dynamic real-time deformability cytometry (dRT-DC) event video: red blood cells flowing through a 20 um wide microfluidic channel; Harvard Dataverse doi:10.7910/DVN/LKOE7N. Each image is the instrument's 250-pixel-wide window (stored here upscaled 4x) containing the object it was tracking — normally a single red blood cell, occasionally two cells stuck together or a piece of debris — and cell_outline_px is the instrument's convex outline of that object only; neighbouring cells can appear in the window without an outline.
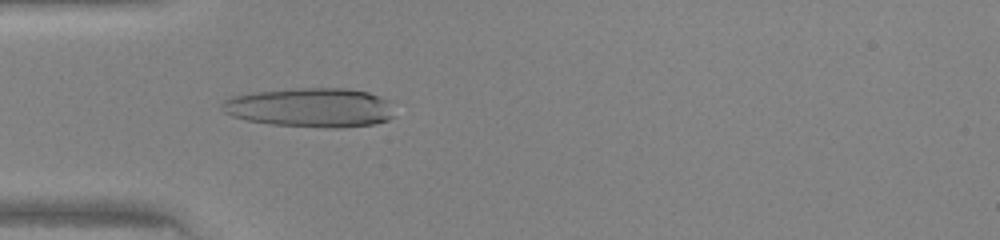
{"species": "human", "species_latin": "Homo sapiens", "temperature_condition": "warm", "stored_images_in_passage": 46, "camera_frame_rate_fps": 3000, "um_per_image_px": 0.085, "donor": {"sex": "female"}, "frame": {"image": 1, "passage_image": 14, "time_ms": 4.333, "image_size_px": [1000, 240], "cell_outline_px": [[396, 116], [388, 120], [372, 124], [340, 128], [324, 128], [272, 124], [248, 120], [232, 116], [224, 112], [220, 108], [220, 104], [228, 96], [252, 92], [296, 88], [348, 88], [368, 92], [380, 96], [388, 100]], "centroid_in_image_um": [26.38, 9.13], "position_along_channel_um": 58.6, "area_um2": 39.94}}
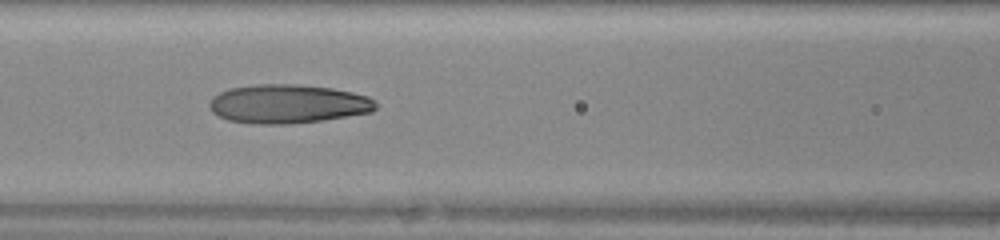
{"frame": {"image": 2, "passage_image": 20, "time_ms": 6.333, "image_size_px": [1000, 240], "cell_outline_px": [[376, 108], [372, 112], [324, 120], [288, 124], [252, 124], [228, 120], [212, 112], [208, 104], [212, 96], [228, 88], [256, 84], [296, 84], [332, 88], [352, 92], [368, 96], [376, 104]], "centroid_in_image_um": [24.44, 8.83], "position_along_channel_um": 142.2, "area_um2": 37.86}}
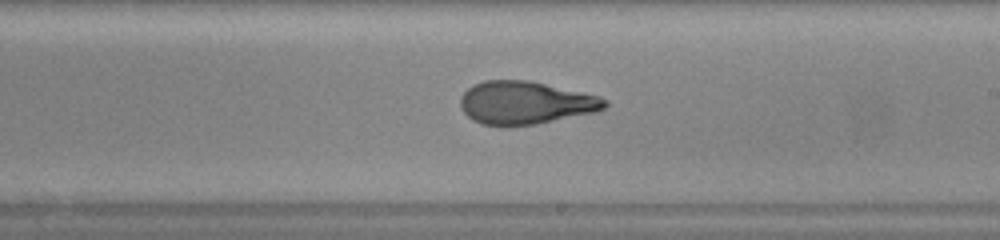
{"frame": {"image": 3, "passage_image": 27, "time_ms": 8.667, "image_size_px": [1000, 240], "cell_outline_px": [[608, 104], [604, 108], [596, 112], [536, 124], [508, 128], [484, 124], [472, 120], [460, 108], [460, 96], [472, 84], [484, 80], [528, 80], [600, 96], [608, 100]], "centroid_in_image_um": [44.63, 8.75], "position_along_channel_um": 244.4, "area_um2": 36.59}}